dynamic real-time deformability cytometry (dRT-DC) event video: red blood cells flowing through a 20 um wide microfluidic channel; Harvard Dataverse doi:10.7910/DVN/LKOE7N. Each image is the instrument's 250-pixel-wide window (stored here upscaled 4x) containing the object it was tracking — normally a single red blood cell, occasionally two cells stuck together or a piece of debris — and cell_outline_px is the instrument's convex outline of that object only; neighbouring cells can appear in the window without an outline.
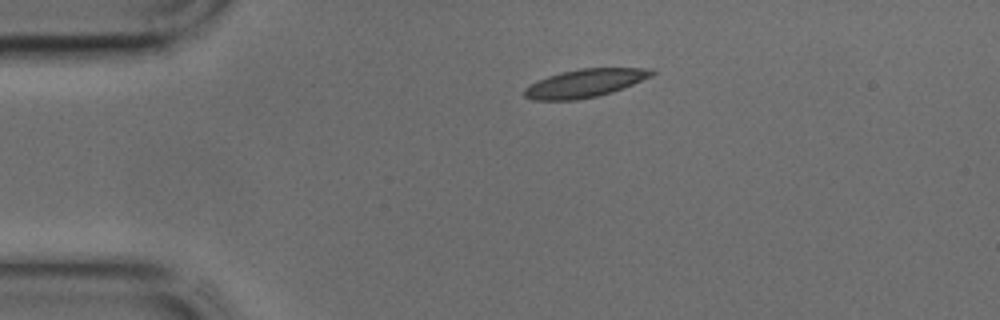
{"species": "common noctule bat (a hibernating species)", "species_latin": "Nyctalus noctula", "temperature_condition": "cold", "stored_images_in_passage": 36, "camera_frame_rate_fps": 3000, "um_per_image_px": 0.085, "animal": {"sex": "male", "body_mass_g": 17.9, "forearm_length_mm": 54.2}, "frame": {"image": 1, "passage_image": 1, "time_ms": 0.0, "image_size_px": [1000, 320], "cell_outline_px": [[656, 72], [652, 76], [624, 88], [612, 92], [596, 96], [576, 100], [532, 100], [524, 96], [524, 88], [548, 76], [560, 72], [580, 68], [652, 68]], "centroid_in_image_um": [49.75, 7.07], "position_along_channel_um": 35.3, "area_um2": 20.87}}
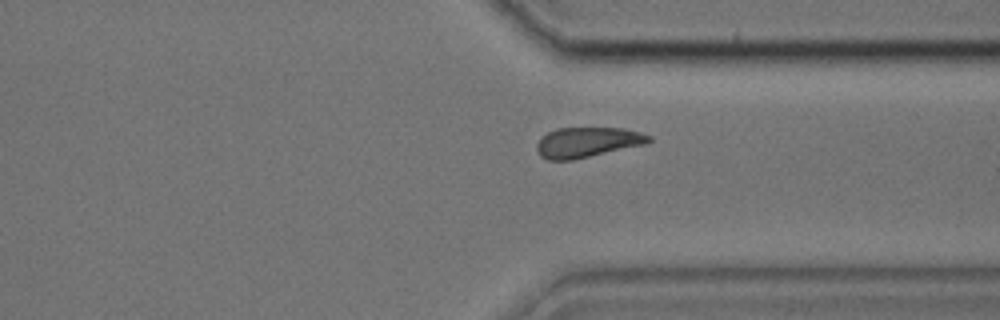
{"frame": {"image": 2, "passage_image": 25, "time_ms": 8.0, "image_size_px": [1000, 320], "cell_outline_px": [[652, 140], [648, 144], [572, 160], [548, 160], [540, 156], [536, 148], [536, 144], [548, 132], [556, 128], [624, 128], [640, 132], [652, 136]], "centroid_in_image_um": [49.97, 12.09], "position_along_channel_um": 361.4, "area_um2": 19.83}}
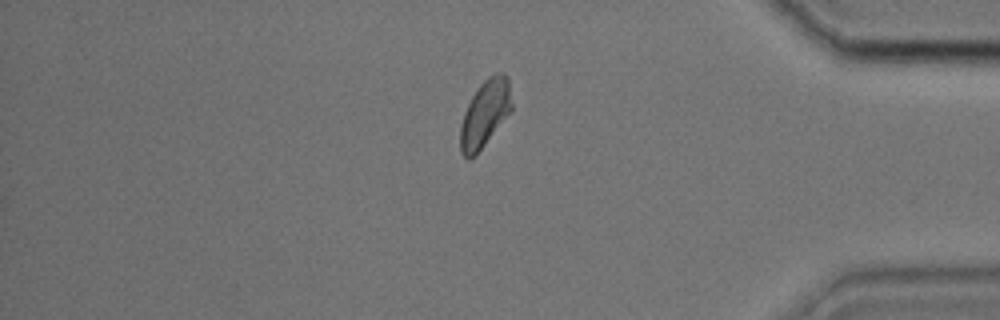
{"frame": {"image": 3, "passage_image": 29, "time_ms": 9.333, "image_size_px": [1000, 320], "cell_outline_px": [[512, 108], [484, 144], [468, 160], [460, 152], [460, 124], [464, 112], [472, 96], [480, 84], [488, 76], [496, 72], [504, 72], [508, 76], [512, 104]], "centroid_in_image_um": [41.21, 9.59], "position_along_channel_um": 394.0, "area_um2": 19.65}}